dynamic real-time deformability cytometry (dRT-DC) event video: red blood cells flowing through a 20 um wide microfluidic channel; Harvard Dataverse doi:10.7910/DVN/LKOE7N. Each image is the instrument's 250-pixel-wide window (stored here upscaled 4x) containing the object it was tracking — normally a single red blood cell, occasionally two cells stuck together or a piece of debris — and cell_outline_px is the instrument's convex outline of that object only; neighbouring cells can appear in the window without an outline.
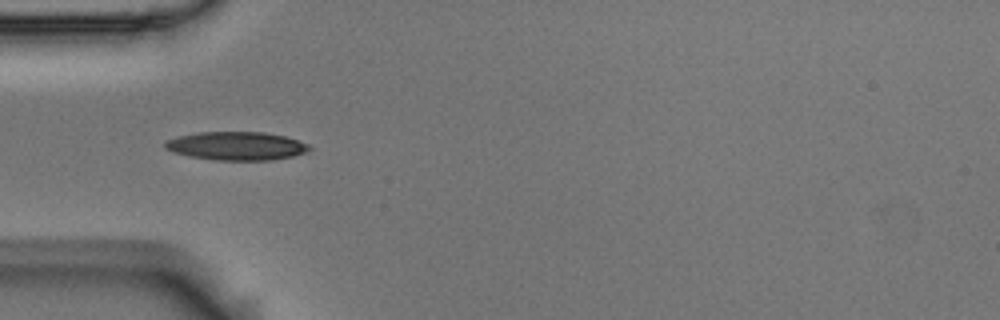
{"species": "Egyptian fruit bat (a non-hibernating species)", "species_latin": "Rousettus aegyptiacus", "temperature_condition": "room temperature", "stored_images_in_passage": 5, "camera_frame_rate_fps": 3000, "um_per_image_px": 0.085, "animal": {"sex": "male"}, "frame": {"image": 1, "passage_image": 5, "time_ms": 1.333, "image_size_px": [1000, 320], "cell_outline_px": [[312, 148], [308, 152], [292, 156], [272, 160], [216, 160], [192, 156], [172, 152], [164, 148], [164, 144], [168, 140], [176, 136], [200, 132], [264, 132], [284, 136], [308, 144]], "centroid_in_image_um": [20.1, 12.4], "position_along_channel_um": 64.9, "area_um2": 23.81}}